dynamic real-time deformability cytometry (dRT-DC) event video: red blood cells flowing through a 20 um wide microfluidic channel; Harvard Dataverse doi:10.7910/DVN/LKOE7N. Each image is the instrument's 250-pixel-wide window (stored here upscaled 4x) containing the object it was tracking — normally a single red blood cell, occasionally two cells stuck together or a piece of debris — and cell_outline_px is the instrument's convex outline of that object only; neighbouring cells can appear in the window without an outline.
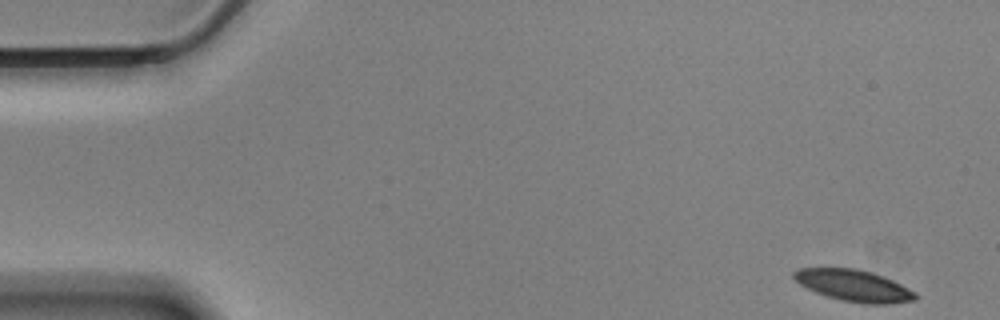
{"species": "Egyptian fruit bat (a non-hibernating species)", "species_latin": "Rousettus aegyptiacus", "temperature_condition": "cold", "stored_images_in_passage": 49, "camera_frame_rate_fps": 3000, "um_per_image_px": 0.085, "animal": {"sex": "male"}, "frame": {"image": 1, "passage_image": 1, "time_ms": 0.0, "image_size_px": [1000, 320], "cell_outline_px": [[916, 300], [888, 304], [864, 304], [840, 300], [816, 292], [800, 284], [792, 276], [792, 272], [796, 268], [856, 268], [872, 272], [892, 280], [916, 292]], "centroid_in_image_um": [72.56, 24.27], "position_along_channel_um": 12.4, "area_um2": 22.31}}
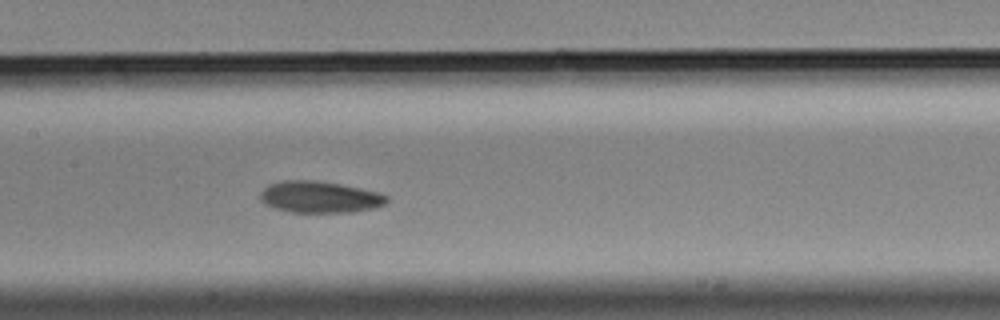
{"frame": {"image": 2, "passage_image": 26, "time_ms": 8.333, "image_size_px": [1000, 320], "cell_outline_px": [[388, 200], [384, 204], [376, 208], [352, 212], [288, 212], [272, 208], [264, 204], [260, 200], [260, 192], [268, 184], [284, 180], [316, 180], [340, 184], [380, 192], [388, 196]], "centroid_in_image_um": [27.15, 16.75], "position_along_channel_um": 180.2, "area_um2": 23.58}}
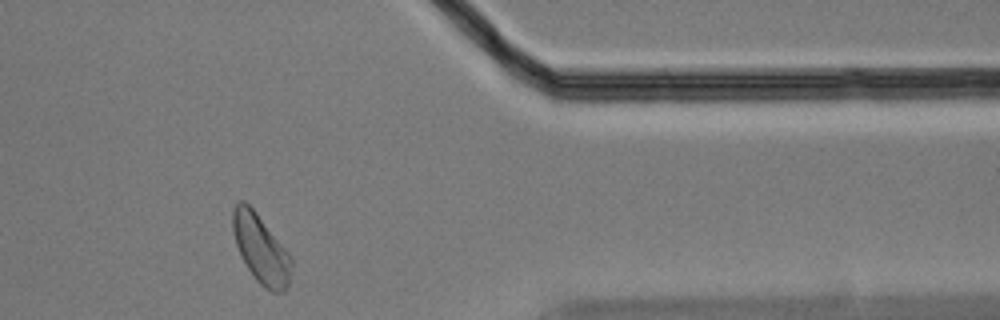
{"frame": {"image": 3, "passage_image": 46, "time_ms": 15.0, "image_size_px": [1000, 320], "cell_outline_px": [[292, 264], [288, 284], [284, 292], [272, 292], [264, 288], [256, 280], [248, 268], [236, 244], [232, 228], [232, 208], [240, 200], [244, 200], [256, 212], [292, 256]], "centroid_in_image_um": [22.18, 21.15], "position_along_channel_um": 389.2, "area_um2": 23.29}, "authors_computed_cell_mechanics": {"area_um2": 23.0622, "velocity_mm_per_s": 3.4318, "shape_relaxation_time_tau1_ms": 4.2739, "shape_relaxation_time_tau2_ms": 9.049, "deformation_change_tau1": 0.1108, "deformation_change_tau2": 0.1347}}